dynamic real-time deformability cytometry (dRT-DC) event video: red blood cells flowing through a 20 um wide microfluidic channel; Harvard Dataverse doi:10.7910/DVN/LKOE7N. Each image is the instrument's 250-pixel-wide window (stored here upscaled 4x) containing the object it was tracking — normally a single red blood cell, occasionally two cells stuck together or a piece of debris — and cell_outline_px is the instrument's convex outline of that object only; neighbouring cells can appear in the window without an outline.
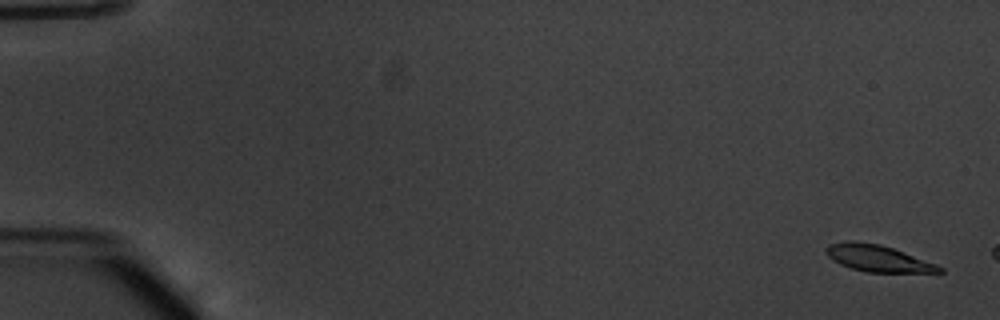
{"species": "common noctule bat (a hibernating species)", "species_latin": "Nyctalus noctula", "temperature_condition": "warm", "stored_images_in_passage": 7, "camera_frame_rate_fps": 3000, "um_per_image_px": 0.085, "animal": {"sex": "male", "body_mass_g": 20.1, "forearm_length_mm": 53.5}, "frame": {"image": 1, "passage_image": 1, "time_ms": 0.0, "image_size_px": [1000, 320], "cell_outline_px": [[944, 272], [868, 272], [852, 268], [840, 264], [832, 260], [824, 252], [824, 248], [828, 244], [848, 240], [880, 244], [904, 252], [936, 264], [944, 268]], "centroid_in_image_um": [74.57, 21.94], "position_along_channel_um": 10.4, "area_um2": 17.51}}